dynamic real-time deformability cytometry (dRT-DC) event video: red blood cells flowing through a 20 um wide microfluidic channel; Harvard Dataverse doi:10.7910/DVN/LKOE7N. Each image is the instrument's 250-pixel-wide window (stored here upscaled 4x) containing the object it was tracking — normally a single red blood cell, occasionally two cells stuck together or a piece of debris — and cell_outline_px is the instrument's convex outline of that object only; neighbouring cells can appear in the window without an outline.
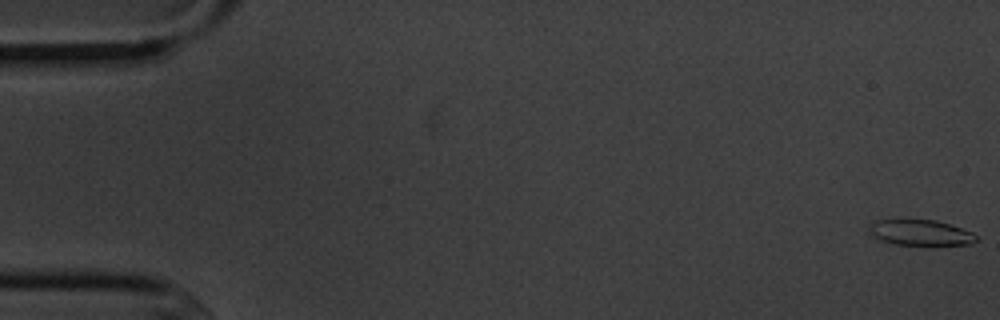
{"species": "common noctule bat (a hibernating species)", "species_latin": "Nyctalus noctula", "temperature_condition": "cold", "stored_images_in_passage": 10, "camera_frame_rate_fps": 3000, "um_per_image_px": 0.085, "animal": {"sex": "male", "body_mass_g": 20.1, "forearm_length_mm": 53.5}, "frame": {"image": 1, "passage_image": 1, "time_ms": 0.0, "image_size_px": [1000, 320], "cell_outline_px": [[976, 240], [972, 244], [892, 244], [880, 240], [868, 232], [868, 228], [876, 220], [936, 220], [972, 232], [976, 236]], "centroid_in_image_um": [78.2, 19.77], "position_along_channel_um": 6.8, "area_um2": 15.61}}
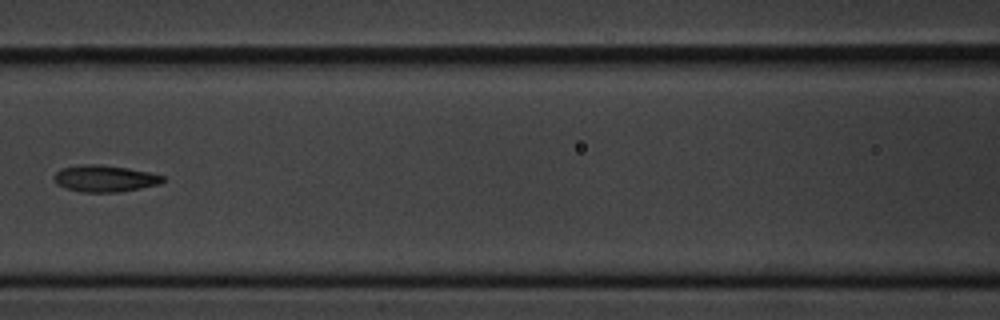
{"frame": {"image": 2, "passage_image": 7, "time_ms": 8.0, "image_size_px": [1000, 320], "cell_outline_px": [[164, 180], [160, 184], [140, 188], [116, 192], [80, 192], [56, 184], [52, 180], [52, 176], [60, 168], [84, 164], [100, 164], [128, 168], [148, 172], [164, 176]], "centroid_in_image_um": [8.86, 15.16], "position_along_channel_um": 157.7, "area_um2": 16.94}}
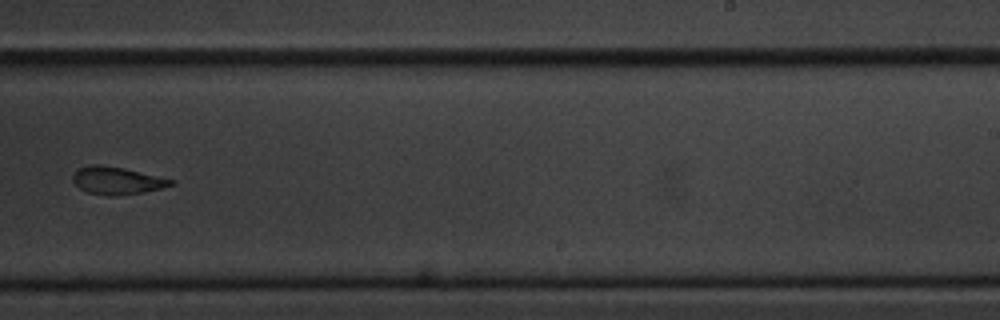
{"frame": {"image": 3, "passage_image": 10, "time_ms": 11.333, "image_size_px": [1000, 320], "cell_outline_px": [[176, 184], [144, 192], [116, 196], [108, 196], [88, 192], [80, 188], [72, 180], [72, 176], [80, 168], [92, 164], [100, 164], [124, 168], [176, 180]], "centroid_in_image_um": [9.97, 15.35], "position_along_channel_um": 279.0, "area_um2": 15.72}}